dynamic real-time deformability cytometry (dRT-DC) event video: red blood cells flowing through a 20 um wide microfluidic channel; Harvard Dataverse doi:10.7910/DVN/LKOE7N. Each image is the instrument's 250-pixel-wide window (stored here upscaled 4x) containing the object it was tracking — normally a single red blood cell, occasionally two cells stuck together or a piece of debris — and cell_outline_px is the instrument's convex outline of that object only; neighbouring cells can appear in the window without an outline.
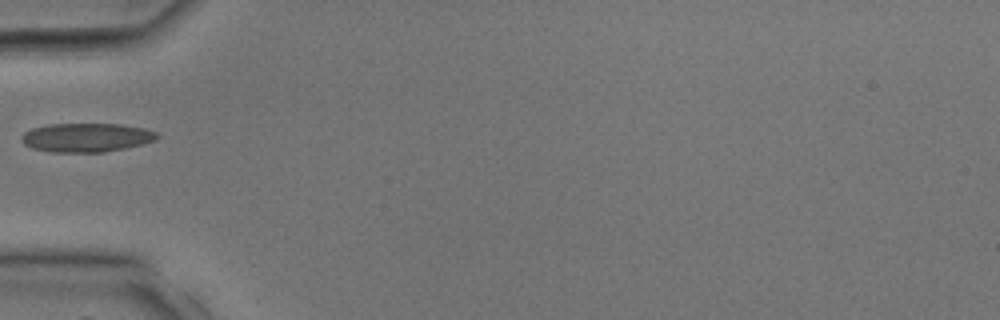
{"species": "common noctule bat (a hibernating species)", "species_latin": "Nyctalus noctula", "temperature_condition": "room temperature", "stored_images_in_passage": 23, "camera_frame_rate_fps": 3000, "um_per_image_px": 0.085, "animal": {"sex": "male", "body_mass_g": 17.9, "forearm_length_mm": 54.2}, "frame": {"image": 1, "passage_image": 1, "time_ms": 0.0, "image_size_px": [1000, 320], "cell_outline_px": [[160, 136], [156, 140], [124, 148], [104, 152], [52, 152], [32, 148], [24, 144], [20, 140], [20, 136], [24, 132], [32, 128], [48, 124], [120, 124], [144, 128], [156, 132]], "centroid_in_image_um": [7.31, 11.68], "position_along_channel_um": 77.7, "area_um2": 22.83}}
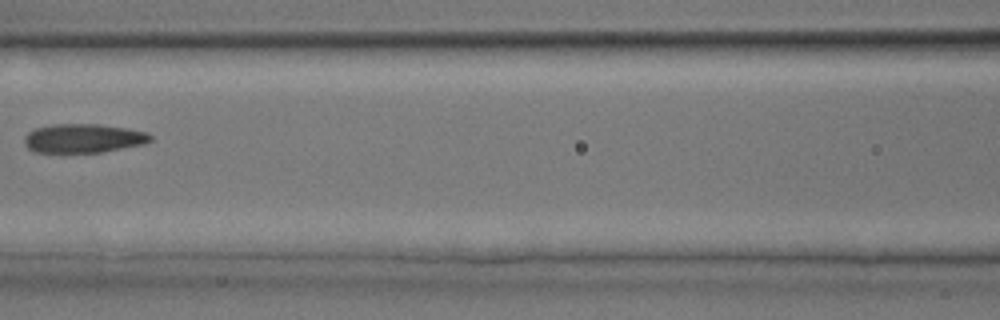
{"frame": {"image": 2, "passage_image": 5, "time_ms": 1.333, "image_size_px": [1000, 320], "cell_outline_px": [[152, 140], [144, 144], [100, 152], [36, 152], [28, 148], [24, 144], [24, 136], [28, 132], [36, 128], [52, 124], [100, 124], [148, 132], [152, 136]], "centroid_in_image_um": [7.08, 11.75], "position_along_channel_um": 159.5, "area_um2": 21.21}}
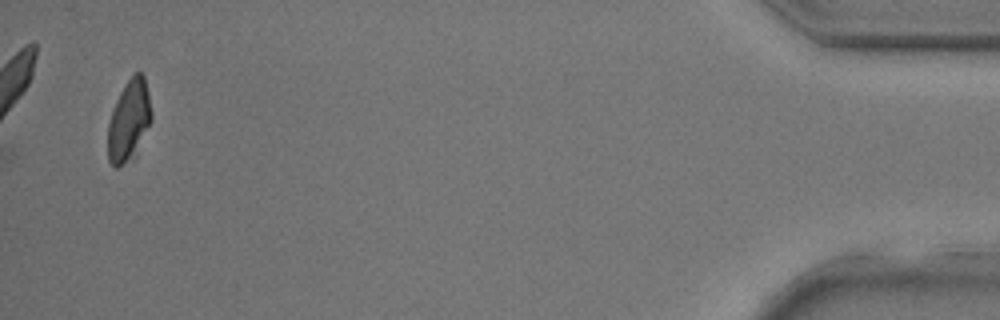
{"frame": {"image": 3, "passage_image": 22, "time_ms": 7.0, "image_size_px": [1000, 320], "cell_outline_px": [[152, 120], [136, 156], [116, 168], [108, 160], [108, 124], [112, 108], [120, 92], [128, 80], [136, 72], [140, 72], [144, 76], [148, 92], [152, 112]], "centroid_in_image_um": [10.97, 10.28], "position_along_channel_um": 424.2, "area_um2": 20.75}}